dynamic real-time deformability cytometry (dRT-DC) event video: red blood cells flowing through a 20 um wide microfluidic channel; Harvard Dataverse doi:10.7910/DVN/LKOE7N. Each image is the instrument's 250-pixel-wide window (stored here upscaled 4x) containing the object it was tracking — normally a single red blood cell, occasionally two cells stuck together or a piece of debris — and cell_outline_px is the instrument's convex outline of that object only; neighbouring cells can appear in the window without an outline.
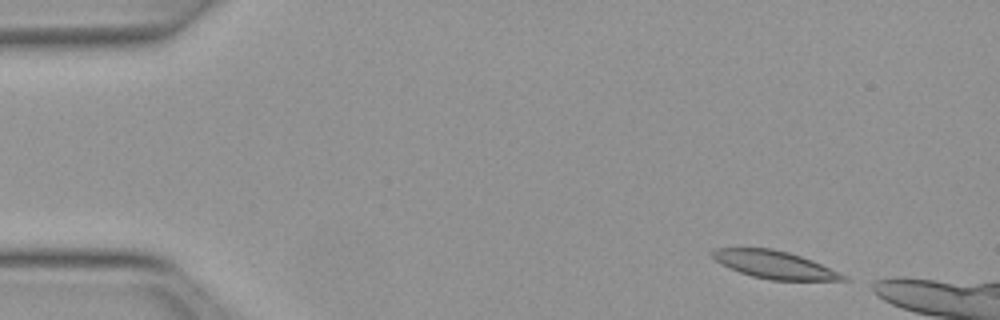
{"species": "Egyptian fruit bat (a non-hibernating species)", "species_latin": "Rousettus aegyptiacus", "temperature_condition": "warm", "stored_images_in_passage": 7, "camera_frame_rate_fps": 3000, "um_per_image_px": 0.085, "animal": {"sex": "female"}, "frame": {"image": 1, "passage_image": 1, "time_ms": 0.0, "image_size_px": [1000, 320], "cell_outline_px": [[852, 280], [772, 280], [752, 276], [728, 268], [720, 264], [712, 256], [712, 248], [772, 248], [788, 252], [812, 260], [840, 272], [848, 276]], "centroid_in_image_um": [65.85, 22.5], "position_along_channel_um": 19.2, "area_um2": 21.1}}